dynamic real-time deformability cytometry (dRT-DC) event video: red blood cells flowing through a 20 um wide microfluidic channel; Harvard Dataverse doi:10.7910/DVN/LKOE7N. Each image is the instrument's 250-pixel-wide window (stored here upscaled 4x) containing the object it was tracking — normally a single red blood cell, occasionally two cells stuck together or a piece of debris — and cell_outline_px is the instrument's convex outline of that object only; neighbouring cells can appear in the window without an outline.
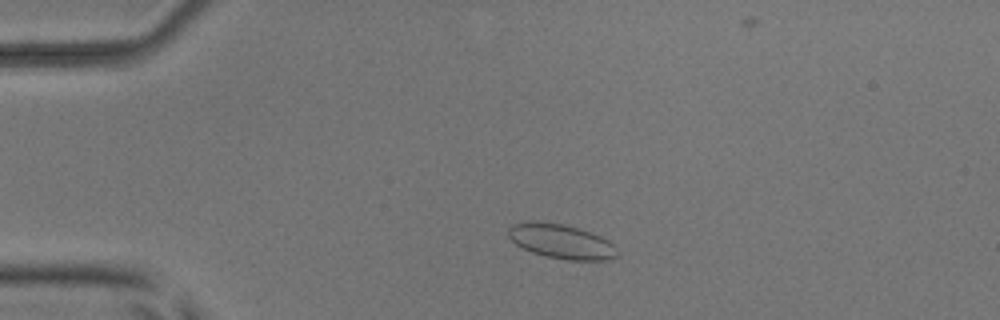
{"species": "common noctule bat (a hibernating species)", "species_latin": "Nyctalus noctula", "temperature_condition": "room temperature", "stored_images_in_passage": 49, "camera_frame_rate_fps": 3000, "um_per_image_px": 0.085, "animal": {"sex": "male", "body_mass_g": 17.9, "forearm_length_mm": 54.2}, "frame": {"image": 1, "passage_image": 8, "time_ms": 2.333, "image_size_px": [1000, 320], "cell_outline_px": [[616, 256], [612, 260], [568, 260], [544, 256], [532, 252], [516, 244], [508, 236], [508, 228], [512, 224], [528, 220], [540, 220], [564, 224], [580, 228], [600, 236], [608, 240], [612, 244], [616, 252]], "centroid_in_image_um": [47.66, 20.49], "position_along_channel_um": 37.3, "area_um2": 22.08}}
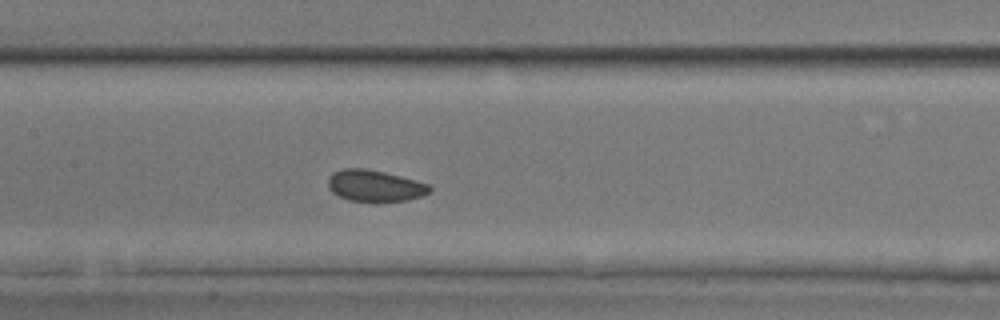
{"frame": {"image": 2, "passage_image": 22, "time_ms": 7.0, "image_size_px": [1000, 320], "cell_outline_px": [[432, 192], [408, 200], [376, 204], [372, 204], [348, 200], [332, 192], [328, 188], [328, 176], [332, 172], [344, 168], [364, 168], [384, 172], [416, 180], [428, 184], [432, 188]], "centroid_in_image_um": [31.85, 15.83], "position_along_channel_um": 175.5, "area_um2": 19.31}}
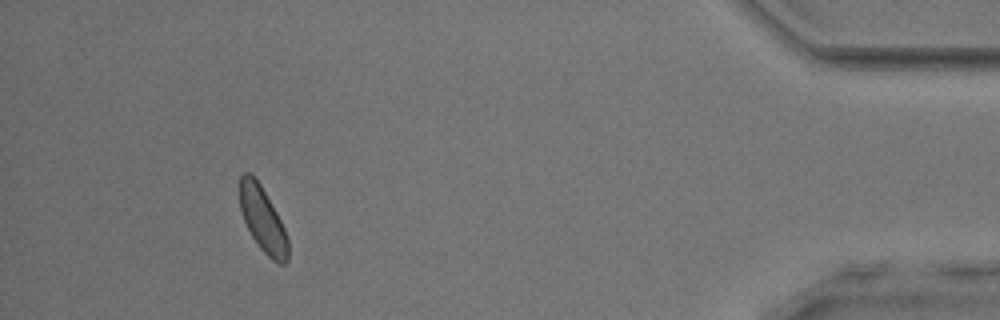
{"frame": {"image": 3, "passage_image": 45, "time_ms": 14.667, "image_size_px": [1000, 320], "cell_outline_px": [[288, 260], [284, 264], [280, 264], [272, 260], [260, 248], [252, 236], [244, 220], [240, 208], [240, 176], [244, 172], [248, 172], [260, 184], [276, 212], [284, 228], [288, 240]], "centroid_in_image_um": [22.33, 18.68], "position_along_channel_um": 412.9, "area_um2": 17.92}}